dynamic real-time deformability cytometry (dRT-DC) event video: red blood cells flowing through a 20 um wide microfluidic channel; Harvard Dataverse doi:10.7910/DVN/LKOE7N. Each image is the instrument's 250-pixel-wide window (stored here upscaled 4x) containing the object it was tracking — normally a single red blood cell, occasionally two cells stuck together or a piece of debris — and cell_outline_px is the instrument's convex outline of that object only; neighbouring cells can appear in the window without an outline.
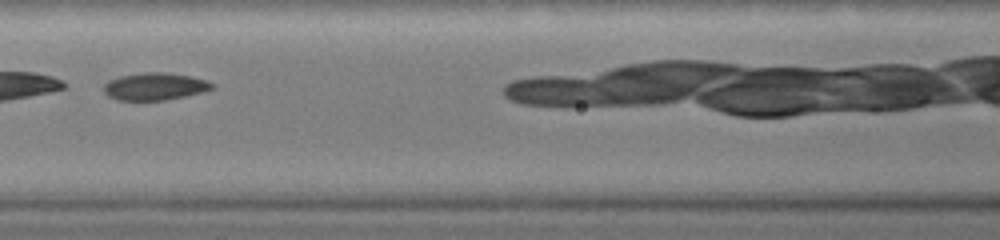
{"species": "common noctule bat (a hibernating species)", "species_latin": "Nyctalus noctula", "temperature_condition": "warm", "stored_images_in_passage": 13, "camera_frame_rate_fps": 3000, "um_per_image_px": 0.085, "animal": {"sex": "female", "body_mass_g": 19.0, "forearm_length_mm": 51.5}, "frame": {"image": 1, "passage_image": 6, "time_ms": 2.0, "image_size_px": [1000, 240], "cell_outline_px": [[216, 88], [204, 92], [164, 100], [116, 100], [108, 96], [104, 92], [104, 84], [108, 80], [120, 76], [144, 72], [168, 72], [188, 76], [204, 80], [212, 84]], "centroid_in_image_um": [13.13, 7.35], "position_along_channel_um": 153.5, "area_um2": 17.22}}